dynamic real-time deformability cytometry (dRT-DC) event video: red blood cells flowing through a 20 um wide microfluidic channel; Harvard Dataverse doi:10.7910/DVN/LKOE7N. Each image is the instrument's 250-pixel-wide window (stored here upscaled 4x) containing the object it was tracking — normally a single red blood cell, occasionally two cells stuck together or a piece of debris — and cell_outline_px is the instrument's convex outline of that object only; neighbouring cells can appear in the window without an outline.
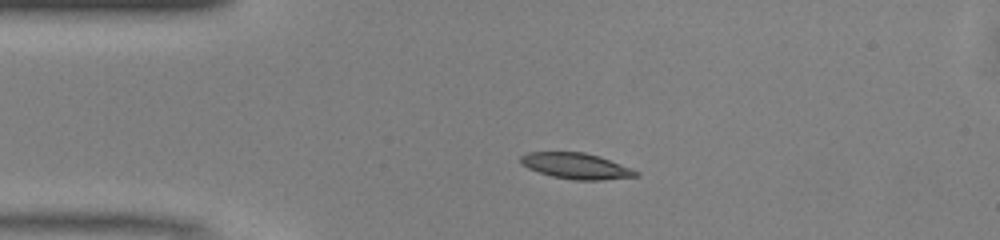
{"species": "common noctule bat (a hibernating species)", "species_latin": "Nyctalus noctula", "temperature_condition": "warm", "stored_images_in_passage": 40, "camera_frame_rate_fps": 3000, "um_per_image_px": 0.085, "animal": {"sex": "male", "body_mass_g": 13.0, "forearm_length_mm": 53.1}, "frame": {"image": 1, "passage_image": 1, "time_ms": 0.0, "image_size_px": [1000, 240], "cell_outline_px": [[640, 176], [600, 180], [572, 180], [552, 176], [528, 168], [520, 164], [520, 156], [528, 152], [584, 152], [600, 156], [632, 168], [640, 172]], "centroid_in_image_um": [48.99, 14.1], "position_along_channel_um": 36.0, "area_um2": 17.51}}
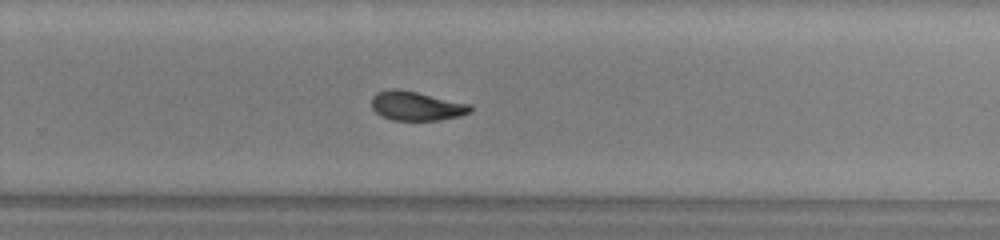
{"frame": {"image": 2, "passage_image": 22, "time_ms": 7.0, "image_size_px": [1000, 240], "cell_outline_px": [[472, 112], [460, 116], [440, 120], [392, 120], [376, 112], [372, 108], [372, 96], [376, 92], [388, 88], [396, 88], [416, 92], [472, 104]], "centroid_in_image_um": [35.41, 9.0], "position_along_channel_um": 294.4, "area_um2": 16.88}}
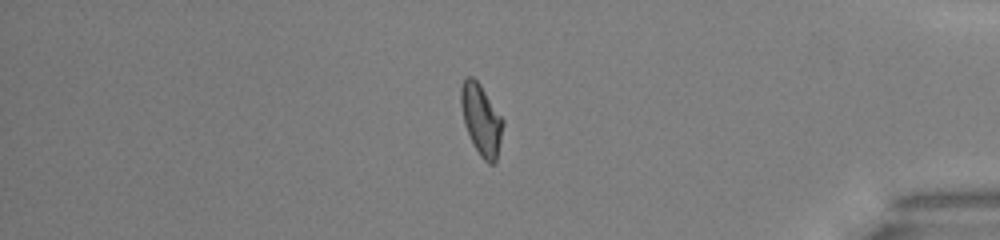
{"frame": {"image": 3, "passage_image": 32, "time_ms": 10.333, "image_size_px": [1000, 240], "cell_outline_px": [[504, 124], [496, 160], [492, 164], [488, 164], [480, 156], [464, 124], [460, 104], [460, 88], [464, 80], [468, 76], [472, 76], [480, 84], [504, 120]], "centroid_in_image_um": [40.9, 10.15], "position_along_channel_um": 394.3, "area_um2": 17.17}, "authors_computed_cell_mechanics": {"area_um2": 17.2533, "velocity_mm_per_s": 4.111, "shape_relaxation_time_tau1_ms": 3.4944, "shape_relaxation_time_tau2_ms": 3.2734, "deformation_change_tau1": 0.1397, "deformation_change_tau2": 0.0838}}